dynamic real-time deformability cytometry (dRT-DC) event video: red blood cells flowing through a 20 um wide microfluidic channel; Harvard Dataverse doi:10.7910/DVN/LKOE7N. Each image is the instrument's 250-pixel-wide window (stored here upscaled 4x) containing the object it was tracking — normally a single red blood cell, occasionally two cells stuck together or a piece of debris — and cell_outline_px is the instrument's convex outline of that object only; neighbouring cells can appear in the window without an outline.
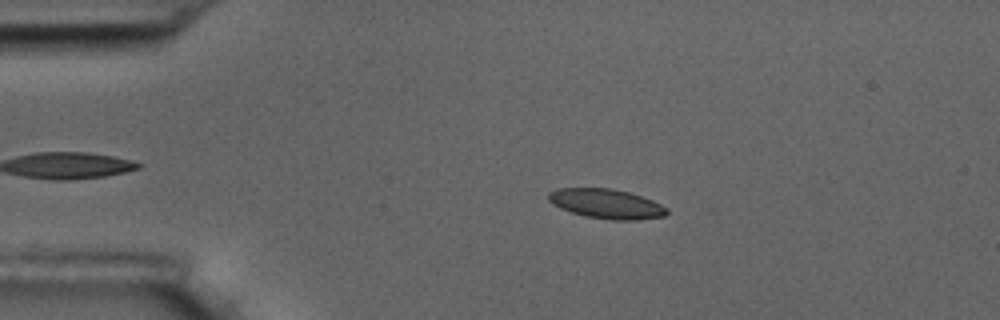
{"species": "common noctule bat (a hibernating species)", "species_latin": "Nyctalus noctula", "temperature_condition": "room temperature", "stored_images_in_passage": 43, "camera_frame_rate_fps": 3000, "um_per_image_px": 0.085, "animal": {"sex": "male", "body_mass_g": 17.5, "forearm_length_mm": 52.3}, "frame": {"image": 1, "passage_image": 11, "time_ms": 3.333, "image_size_px": [1000, 320], "cell_outline_px": [[668, 212], [664, 216], [636, 220], [612, 220], [584, 216], [560, 208], [552, 204], [548, 200], [548, 192], [556, 188], [612, 188], [628, 192], [652, 200], [668, 208]], "centroid_in_image_um": [51.52, 17.32], "position_along_channel_um": 33.5, "area_um2": 20.46}}
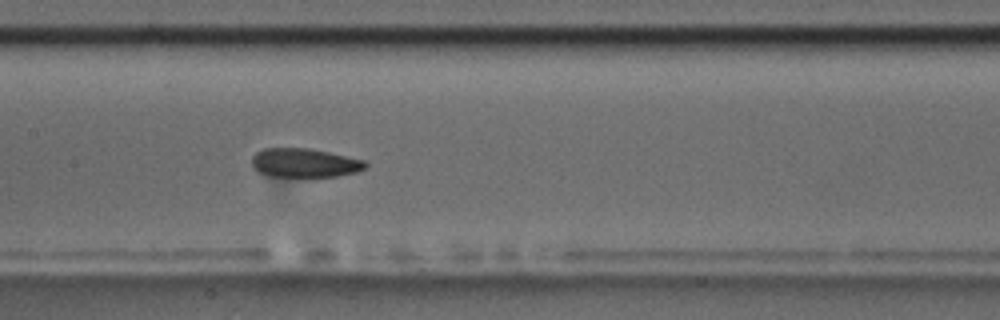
{"frame": {"image": 2, "passage_image": 27, "time_ms": 8.667, "image_size_px": [1000, 320], "cell_outline_px": [[368, 164], [364, 168], [356, 172], [336, 176], [268, 176], [252, 168], [252, 156], [256, 152], [264, 148], [308, 148], [328, 152], [364, 160]], "centroid_in_image_um": [25.85, 13.84], "position_along_channel_um": 181.6, "area_um2": 19.02}}
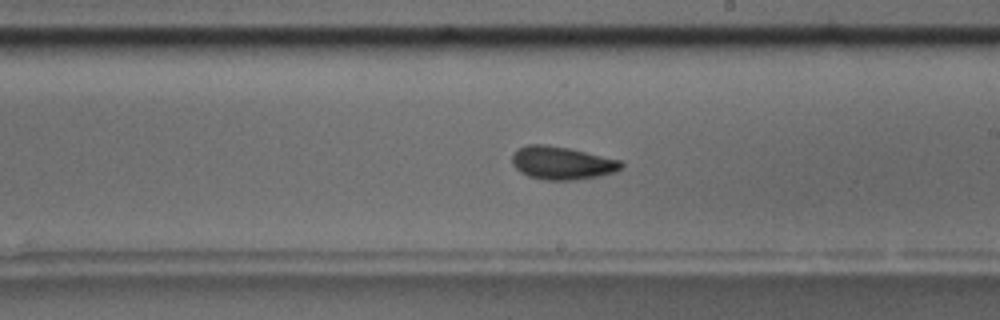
{"frame": {"image": 3, "passage_image": 32, "time_ms": 10.333, "image_size_px": [1000, 320], "cell_outline_px": [[624, 168], [616, 172], [600, 176], [572, 180], [544, 180], [528, 176], [520, 172], [512, 164], [512, 152], [516, 148], [528, 144], [544, 144], [568, 148], [620, 160], [624, 164]], "centroid_in_image_um": [47.75, 13.85], "position_along_channel_um": 241.3, "area_um2": 21.21}, "authors_computed_cell_mechanics": {"area_um2": 20.23, "velocity_mm_per_s": 3.5958, "shape_relaxation_time_tau1_ms": 5.393, "shape_relaxation_time_tau2_ms": 2.2273, "deformation_change_tau1": 0.1211, "deformation_change_tau2": 0.0644}}